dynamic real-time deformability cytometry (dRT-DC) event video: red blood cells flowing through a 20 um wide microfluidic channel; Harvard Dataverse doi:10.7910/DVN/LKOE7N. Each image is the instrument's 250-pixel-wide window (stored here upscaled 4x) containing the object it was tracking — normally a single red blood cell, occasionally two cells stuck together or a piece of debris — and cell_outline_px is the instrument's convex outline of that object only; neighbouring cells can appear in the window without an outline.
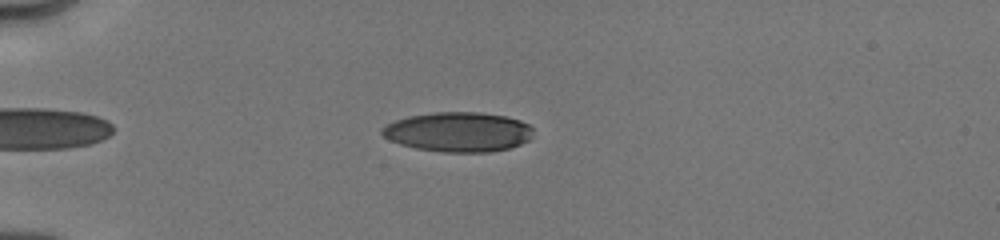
{"species": "human", "species_latin": "Homo sapiens", "temperature_condition": "cold", "stored_images_in_passage": 7, "camera_frame_rate_fps": 3000, "um_per_image_px": 0.085, "donor": {"sex": "male"}, "frame": {"image": 1, "passage_image": 6, "time_ms": 2.0, "image_size_px": [1000, 240], "cell_outline_px": [[532, 136], [528, 140], [520, 144], [508, 148], [488, 152], [440, 152], [416, 148], [400, 144], [388, 140], [380, 132], [380, 128], [396, 120], [408, 116], [432, 112], [480, 112], [504, 116], [520, 120], [528, 124], [532, 128]], "centroid_in_image_um": [38.93, 11.21], "position_along_channel_um": 46.1, "area_um2": 35.03}}